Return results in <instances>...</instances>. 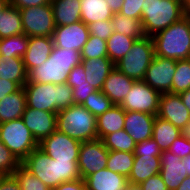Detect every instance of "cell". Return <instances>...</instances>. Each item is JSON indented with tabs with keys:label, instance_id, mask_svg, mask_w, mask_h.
Wrapping results in <instances>:
<instances>
[{
	"label": "cell",
	"instance_id": "1",
	"mask_svg": "<svg viewBox=\"0 0 190 190\" xmlns=\"http://www.w3.org/2000/svg\"><path fill=\"white\" fill-rule=\"evenodd\" d=\"M21 165L49 189L55 188L63 182L81 179L78 161H55L39 147L34 149L21 162Z\"/></svg>",
	"mask_w": 190,
	"mask_h": 190
},
{
	"label": "cell",
	"instance_id": "2",
	"mask_svg": "<svg viewBox=\"0 0 190 190\" xmlns=\"http://www.w3.org/2000/svg\"><path fill=\"white\" fill-rule=\"evenodd\" d=\"M80 63L79 51L54 46L45 63L28 73V82L55 85L66 83L69 72Z\"/></svg>",
	"mask_w": 190,
	"mask_h": 190
},
{
	"label": "cell",
	"instance_id": "3",
	"mask_svg": "<svg viewBox=\"0 0 190 190\" xmlns=\"http://www.w3.org/2000/svg\"><path fill=\"white\" fill-rule=\"evenodd\" d=\"M23 88L29 108L57 113L74 104L72 88L67 83L55 85L27 81Z\"/></svg>",
	"mask_w": 190,
	"mask_h": 190
},
{
	"label": "cell",
	"instance_id": "4",
	"mask_svg": "<svg viewBox=\"0 0 190 190\" xmlns=\"http://www.w3.org/2000/svg\"><path fill=\"white\" fill-rule=\"evenodd\" d=\"M155 55L183 60L190 58V14L158 32L153 37Z\"/></svg>",
	"mask_w": 190,
	"mask_h": 190
},
{
	"label": "cell",
	"instance_id": "5",
	"mask_svg": "<svg viewBox=\"0 0 190 190\" xmlns=\"http://www.w3.org/2000/svg\"><path fill=\"white\" fill-rule=\"evenodd\" d=\"M141 23L145 36L153 37L158 32L179 21L187 13L181 0H144Z\"/></svg>",
	"mask_w": 190,
	"mask_h": 190
},
{
	"label": "cell",
	"instance_id": "6",
	"mask_svg": "<svg viewBox=\"0 0 190 190\" xmlns=\"http://www.w3.org/2000/svg\"><path fill=\"white\" fill-rule=\"evenodd\" d=\"M57 130L80 142L98 138L96 117L80 104L57 112Z\"/></svg>",
	"mask_w": 190,
	"mask_h": 190
},
{
	"label": "cell",
	"instance_id": "7",
	"mask_svg": "<svg viewBox=\"0 0 190 190\" xmlns=\"http://www.w3.org/2000/svg\"><path fill=\"white\" fill-rule=\"evenodd\" d=\"M155 56L152 37L144 36L135 40L131 50L118 62L115 67L129 78L143 80L146 70Z\"/></svg>",
	"mask_w": 190,
	"mask_h": 190
},
{
	"label": "cell",
	"instance_id": "8",
	"mask_svg": "<svg viewBox=\"0 0 190 190\" xmlns=\"http://www.w3.org/2000/svg\"><path fill=\"white\" fill-rule=\"evenodd\" d=\"M0 141L22 162L39 143L22 118L0 123Z\"/></svg>",
	"mask_w": 190,
	"mask_h": 190
},
{
	"label": "cell",
	"instance_id": "9",
	"mask_svg": "<svg viewBox=\"0 0 190 190\" xmlns=\"http://www.w3.org/2000/svg\"><path fill=\"white\" fill-rule=\"evenodd\" d=\"M23 33L28 37H52L56 24L51 4L19 9Z\"/></svg>",
	"mask_w": 190,
	"mask_h": 190
},
{
	"label": "cell",
	"instance_id": "10",
	"mask_svg": "<svg viewBox=\"0 0 190 190\" xmlns=\"http://www.w3.org/2000/svg\"><path fill=\"white\" fill-rule=\"evenodd\" d=\"M161 93L151 88L143 80L134 81L130 91L119 104L125 111L143 112L157 115Z\"/></svg>",
	"mask_w": 190,
	"mask_h": 190
},
{
	"label": "cell",
	"instance_id": "11",
	"mask_svg": "<svg viewBox=\"0 0 190 190\" xmlns=\"http://www.w3.org/2000/svg\"><path fill=\"white\" fill-rule=\"evenodd\" d=\"M109 150L104 146L100 139L81 142L78 168L81 179H85L89 175L105 169Z\"/></svg>",
	"mask_w": 190,
	"mask_h": 190
},
{
	"label": "cell",
	"instance_id": "12",
	"mask_svg": "<svg viewBox=\"0 0 190 190\" xmlns=\"http://www.w3.org/2000/svg\"><path fill=\"white\" fill-rule=\"evenodd\" d=\"M80 146V141L58 130L39 143V148L55 161H78Z\"/></svg>",
	"mask_w": 190,
	"mask_h": 190
},
{
	"label": "cell",
	"instance_id": "13",
	"mask_svg": "<svg viewBox=\"0 0 190 190\" xmlns=\"http://www.w3.org/2000/svg\"><path fill=\"white\" fill-rule=\"evenodd\" d=\"M177 60L154 56L146 70L143 81L159 93H172V80Z\"/></svg>",
	"mask_w": 190,
	"mask_h": 190
},
{
	"label": "cell",
	"instance_id": "14",
	"mask_svg": "<svg viewBox=\"0 0 190 190\" xmlns=\"http://www.w3.org/2000/svg\"><path fill=\"white\" fill-rule=\"evenodd\" d=\"M89 35L88 25L77 21L73 24L56 26L52 37L55 47L81 52Z\"/></svg>",
	"mask_w": 190,
	"mask_h": 190
},
{
	"label": "cell",
	"instance_id": "15",
	"mask_svg": "<svg viewBox=\"0 0 190 190\" xmlns=\"http://www.w3.org/2000/svg\"><path fill=\"white\" fill-rule=\"evenodd\" d=\"M21 118L38 143L57 130V113L26 106Z\"/></svg>",
	"mask_w": 190,
	"mask_h": 190
},
{
	"label": "cell",
	"instance_id": "16",
	"mask_svg": "<svg viewBox=\"0 0 190 190\" xmlns=\"http://www.w3.org/2000/svg\"><path fill=\"white\" fill-rule=\"evenodd\" d=\"M157 116L171 122L180 130L190 122V112L184 106L179 94H161Z\"/></svg>",
	"mask_w": 190,
	"mask_h": 190
},
{
	"label": "cell",
	"instance_id": "17",
	"mask_svg": "<svg viewBox=\"0 0 190 190\" xmlns=\"http://www.w3.org/2000/svg\"><path fill=\"white\" fill-rule=\"evenodd\" d=\"M160 175L168 190H176L186 178L187 172L183 160L171 151H162L160 156Z\"/></svg>",
	"mask_w": 190,
	"mask_h": 190
},
{
	"label": "cell",
	"instance_id": "18",
	"mask_svg": "<svg viewBox=\"0 0 190 190\" xmlns=\"http://www.w3.org/2000/svg\"><path fill=\"white\" fill-rule=\"evenodd\" d=\"M156 115L143 112L126 111L124 129L129 136L139 143L145 139H151Z\"/></svg>",
	"mask_w": 190,
	"mask_h": 190
},
{
	"label": "cell",
	"instance_id": "19",
	"mask_svg": "<svg viewBox=\"0 0 190 190\" xmlns=\"http://www.w3.org/2000/svg\"><path fill=\"white\" fill-rule=\"evenodd\" d=\"M54 47L53 37H29L28 47L23 62L27 73L45 63Z\"/></svg>",
	"mask_w": 190,
	"mask_h": 190
},
{
	"label": "cell",
	"instance_id": "20",
	"mask_svg": "<svg viewBox=\"0 0 190 190\" xmlns=\"http://www.w3.org/2000/svg\"><path fill=\"white\" fill-rule=\"evenodd\" d=\"M134 81L114 67L104 81L101 91L114 105H119L127 96Z\"/></svg>",
	"mask_w": 190,
	"mask_h": 190
},
{
	"label": "cell",
	"instance_id": "21",
	"mask_svg": "<svg viewBox=\"0 0 190 190\" xmlns=\"http://www.w3.org/2000/svg\"><path fill=\"white\" fill-rule=\"evenodd\" d=\"M86 190H126L128 178L105 168L84 179Z\"/></svg>",
	"mask_w": 190,
	"mask_h": 190
},
{
	"label": "cell",
	"instance_id": "22",
	"mask_svg": "<svg viewBox=\"0 0 190 190\" xmlns=\"http://www.w3.org/2000/svg\"><path fill=\"white\" fill-rule=\"evenodd\" d=\"M84 66L86 81L96 90L101 91L104 81L115 64L108 57L81 59Z\"/></svg>",
	"mask_w": 190,
	"mask_h": 190
},
{
	"label": "cell",
	"instance_id": "23",
	"mask_svg": "<svg viewBox=\"0 0 190 190\" xmlns=\"http://www.w3.org/2000/svg\"><path fill=\"white\" fill-rule=\"evenodd\" d=\"M160 156L142 154L135 156L133 167L128 177L129 185H139L148 178L160 173Z\"/></svg>",
	"mask_w": 190,
	"mask_h": 190
},
{
	"label": "cell",
	"instance_id": "24",
	"mask_svg": "<svg viewBox=\"0 0 190 190\" xmlns=\"http://www.w3.org/2000/svg\"><path fill=\"white\" fill-rule=\"evenodd\" d=\"M56 26L81 21V0H51Z\"/></svg>",
	"mask_w": 190,
	"mask_h": 190
},
{
	"label": "cell",
	"instance_id": "25",
	"mask_svg": "<svg viewBox=\"0 0 190 190\" xmlns=\"http://www.w3.org/2000/svg\"><path fill=\"white\" fill-rule=\"evenodd\" d=\"M26 107L25 89L20 87L14 93L0 100V123L20 119Z\"/></svg>",
	"mask_w": 190,
	"mask_h": 190
},
{
	"label": "cell",
	"instance_id": "26",
	"mask_svg": "<svg viewBox=\"0 0 190 190\" xmlns=\"http://www.w3.org/2000/svg\"><path fill=\"white\" fill-rule=\"evenodd\" d=\"M125 110L120 105H113L96 118L97 136L102 140L106 135L124 129Z\"/></svg>",
	"mask_w": 190,
	"mask_h": 190
},
{
	"label": "cell",
	"instance_id": "27",
	"mask_svg": "<svg viewBox=\"0 0 190 190\" xmlns=\"http://www.w3.org/2000/svg\"><path fill=\"white\" fill-rule=\"evenodd\" d=\"M0 79L13 81L19 87H23L28 81L23 58L0 57Z\"/></svg>",
	"mask_w": 190,
	"mask_h": 190
},
{
	"label": "cell",
	"instance_id": "28",
	"mask_svg": "<svg viewBox=\"0 0 190 190\" xmlns=\"http://www.w3.org/2000/svg\"><path fill=\"white\" fill-rule=\"evenodd\" d=\"M112 17L113 12L106 0H81V21L84 24L111 20Z\"/></svg>",
	"mask_w": 190,
	"mask_h": 190
},
{
	"label": "cell",
	"instance_id": "29",
	"mask_svg": "<svg viewBox=\"0 0 190 190\" xmlns=\"http://www.w3.org/2000/svg\"><path fill=\"white\" fill-rule=\"evenodd\" d=\"M182 134V131L171 122L156 115L152 139L156 141L161 151L168 150L171 144Z\"/></svg>",
	"mask_w": 190,
	"mask_h": 190
},
{
	"label": "cell",
	"instance_id": "30",
	"mask_svg": "<svg viewBox=\"0 0 190 190\" xmlns=\"http://www.w3.org/2000/svg\"><path fill=\"white\" fill-rule=\"evenodd\" d=\"M23 34L20 10L8 5L0 14V39Z\"/></svg>",
	"mask_w": 190,
	"mask_h": 190
},
{
	"label": "cell",
	"instance_id": "31",
	"mask_svg": "<svg viewBox=\"0 0 190 190\" xmlns=\"http://www.w3.org/2000/svg\"><path fill=\"white\" fill-rule=\"evenodd\" d=\"M137 38L113 32L107 39L108 58L114 63H118L130 50Z\"/></svg>",
	"mask_w": 190,
	"mask_h": 190
},
{
	"label": "cell",
	"instance_id": "32",
	"mask_svg": "<svg viewBox=\"0 0 190 190\" xmlns=\"http://www.w3.org/2000/svg\"><path fill=\"white\" fill-rule=\"evenodd\" d=\"M111 23L114 32L119 34H124L137 39H141L145 36L142 23L138 19L129 18L119 13H115L111 18Z\"/></svg>",
	"mask_w": 190,
	"mask_h": 190
},
{
	"label": "cell",
	"instance_id": "33",
	"mask_svg": "<svg viewBox=\"0 0 190 190\" xmlns=\"http://www.w3.org/2000/svg\"><path fill=\"white\" fill-rule=\"evenodd\" d=\"M29 37L23 34L0 39V57H21L25 55Z\"/></svg>",
	"mask_w": 190,
	"mask_h": 190
},
{
	"label": "cell",
	"instance_id": "34",
	"mask_svg": "<svg viewBox=\"0 0 190 190\" xmlns=\"http://www.w3.org/2000/svg\"><path fill=\"white\" fill-rule=\"evenodd\" d=\"M134 159V152L109 150L106 168L128 178L133 167Z\"/></svg>",
	"mask_w": 190,
	"mask_h": 190
},
{
	"label": "cell",
	"instance_id": "35",
	"mask_svg": "<svg viewBox=\"0 0 190 190\" xmlns=\"http://www.w3.org/2000/svg\"><path fill=\"white\" fill-rule=\"evenodd\" d=\"M110 151L134 152L136 143L125 129L110 133L102 139Z\"/></svg>",
	"mask_w": 190,
	"mask_h": 190
},
{
	"label": "cell",
	"instance_id": "36",
	"mask_svg": "<svg viewBox=\"0 0 190 190\" xmlns=\"http://www.w3.org/2000/svg\"><path fill=\"white\" fill-rule=\"evenodd\" d=\"M190 89V58L177 60L172 80V94H180Z\"/></svg>",
	"mask_w": 190,
	"mask_h": 190
},
{
	"label": "cell",
	"instance_id": "37",
	"mask_svg": "<svg viewBox=\"0 0 190 190\" xmlns=\"http://www.w3.org/2000/svg\"><path fill=\"white\" fill-rule=\"evenodd\" d=\"M113 105L111 100L99 90L91 93L82 104L96 118L109 110Z\"/></svg>",
	"mask_w": 190,
	"mask_h": 190
},
{
	"label": "cell",
	"instance_id": "38",
	"mask_svg": "<svg viewBox=\"0 0 190 190\" xmlns=\"http://www.w3.org/2000/svg\"><path fill=\"white\" fill-rule=\"evenodd\" d=\"M22 190H50L40 179L20 165L12 174Z\"/></svg>",
	"mask_w": 190,
	"mask_h": 190
},
{
	"label": "cell",
	"instance_id": "39",
	"mask_svg": "<svg viewBox=\"0 0 190 190\" xmlns=\"http://www.w3.org/2000/svg\"><path fill=\"white\" fill-rule=\"evenodd\" d=\"M81 59L108 57L107 42L94 35H89L88 41L80 52Z\"/></svg>",
	"mask_w": 190,
	"mask_h": 190
},
{
	"label": "cell",
	"instance_id": "40",
	"mask_svg": "<svg viewBox=\"0 0 190 190\" xmlns=\"http://www.w3.org/2000/svg\"><path fill=\"white\" fill-rule=\"evenodd\" d=\"M20 165L19 159L0 141V171L12 175Z\"/></svg>",
	"mask_w": 190,
	"mask_h": 190
},
{
	"label": "cell",
	"instance_id": "41",
	"mask_svg": "<svg viewBox=\"0 0 190 190\" xmlns=\"http://www.w3.org/2000/svg\"><path fill=\"white\" fill-rule=\"evenodd\" d=\"M144 3V0H124L119 14L141 21V13L142 10H144Z\"/></svg>",
	"mask_w": 190,
	"mask_h": 190
},
{
	"label": "cell",
	"instance_id": "42",
	"mask_svg": "<svg viewBox=\"0 0 190 190\" xmlns=\"http://www.w3.org/2000/svg\"><path fill=\"white\" fill-rule=\"evenodd\" d=\"M90 35H94L102 40L107 41V39L114 32L111 20H104L94 22L88 25Z\"/></svg>",
	"mask_w": 190,
	"mask_h": 190
},
{
	"label": "cell",
	"instance_id": "43",
	"mask_svg": "<svg viewBox=\"0 0 190 190\" xmlns=\"http://www.w3.org/2000/svg\"><path fill=\"white\" fill-rule=\"evenodd\" d=\"M162 151L158 147V144L155 140L145 139L139 143H136L134 150L135 156H142V154L152 155V156H161Z\"/></svg>",
	"mask_w": 190,
	"mask_h": 190
},
{
	"label": "cell",
	"instance_id": "44",
	"mask_svg": "<svg viewBox=\"0 0 190 190\" xmlns=\"http://www.w3.org/2000/svg\"><path fill=\"white\" fill-rule=\"evenodd\" d=\"M174 155L181 159L190 155V140L182 134L168 148Z\"/></svg>",
	"mask_w": 190,
	"mask_h": 190
},
{
	"label": "cell",
	"instance_id": "45",
	"mask_svg": "<svg viewBox=\"0 0 190 190\" xmlns=\"http://www.w3.org/2000/svg\"><path fill=\"white\" fill-rule=\"evenodd\" d=\"M96 89L91 86L88 82L77 84L72 88L74 104L82 105L91 93L95 92Z\"/></svg>",
	"mask_w": 190,
	"mask_h": 190
},
{
	"label": "cell",
	"instance_id": "46",
	"mask_svg": "<svg viewBox=\"0 0 190 190\" xmlns=\"http://www.w3.org/2000/svg\"><path fill=\"white\" fill-rule=\"evenodd\" d=\"M86 74L82 63L75 66L68 74L67 84L73 88L77 84L86 83Z\"/></svg>",
	"mask_w": 190,
	"mask_h": 190
},
{
	"label": "cell",
	"instance_id": "47",
	"mask_svg": "<svg viewBox=\"0 0 190 190\" xmlns=\"http://www.w3.org/2000/svg\"><path fill=\"white\" fill-rule=\"evenodd\" d=\"M138 187L141 190H168L160 174L141 182Z\"/></svg>",
	"mask_w": 190,
	"mask_h": 190
},
{
	"label": "cell",
	"instance_id": "48",
	"mask_svg": "<svg viewBox=\"0 0 190 190\" xmlns=\"http://www.w3.org/2000/svg\"><path fill=\"white\" fill-rule=\"evenodd\" d=\"M51 0H9V4L18 9L38 7L49 4Z\"/></svg>",
	"mask_w": 190,
	"mask_h": 190
},
{
	"label": "cell",
	"instance_id": "49",
	"mask_svg": "<svg viewBox=\"0 0 190 190\" xmlns=\"http://www.w3.org/2000/svg\"><path fill=\"white\" fill-rule=\"evenodd\" d=\"M50 190H86V185L83 179H78L71 182H63Z\"/></svg>",
	"mask_w": 190,
	"mask_h": 190
},
{
	"label": "cell",
	"instance_id": "50",
	"mask_svg": "<svg viewBox=\"0 0 190 190\" xmlns=\"http://www.w3.org/2000/svg\"><path fill=\"white\" fill-rule=\"evenodd\" d=\"M20 87L13 81L0 79V100L11 93L17 91Z\"/></svg>",
	"mask_w": 190,
	"mask_h": 190
},
{
	"label": "cell",
	"instance_id": "51",
	"mask_svg": "<svg viewBox=\"0 0 190 190\" xmlns=\"http://www.w3.org/2000/svg\"><path fill=\"white\" fill-rule=\"evenodd\" d=\"M0 190H22L13 175H8L0 184Z\"/></svg>",
	"mask_w": 190,
	"mask_h": 190
},
{
	"label": "cell",
	"instance_id": "52",
	"mask_svg": "<svg viewBox=\"0 0 190 190\" xmlns=\"http://www.w3.org/2000/svg\"><path fill=\"white\" fill-rule=\"evenodd\" d=\"M113 14L119 13L124 0H106Z\"/></svg>",
	"mask_w": 190,
	"mask_h": 190
},
{
	"label": "cell",
	"instance_id": "53",
	"mask_svg": "<svg viewBox=\"0 0 190 190\" xmlns=\"http://www.w3.org/2000/svg\"><path fill=\"white\" fill-rule=\"evenodd\" d=\"M184 106L189 110L190 112V89L187 91H184L183 93L179 94Z\"/></svg>",
	"mask_w": 190,
	"mask_h": 190
},
{
	"label": "cell",
	"instance_id": "54",
	"mask_svg": "<svg viewBox=\"0 0 190 190\" xmlns=\"http://www.w3.org/2000/svg\"><path fill=\"white\" fill-rule=\"evenodd\" d=\"M176 190H190V176L184 178L180 186Z\"/></svg>",
	"mask_w": 190,
	"mask_h": 190
},
{
	"label": "cell",
	"instance_id": "55",
	"mask_svg": "<svg viewBox=\"0 0 190 190\" xmlns=\"http://www.w3.org/2000/svg\"><path fill=\"white\" fill-rule=\"evenodd\" d=\"M182 160H183V165L186 168L187 175L190 176V155Z\"/></svg>",
	"mask_w": 190,
	"mask_h": 190
},
{
	"label": "cell",
	"instance_id": "56",
	"mask_svg": "<svg viewBox=\"0 0 190 190\" xmlns=\"http://www.w3.org/2000/svg\"><path fill=\"white\" fill-rule=\"evenodd\" d=\"M181 131L182 135L190 140V122Z\"/></svg>",
	"mask_w": 190,
	"mask_h": 190
},
{
	"label": "cell",
	"instance_id": "57",
	"mask_svg": "<svg viewBox=\"0 0 190 190\" xmlns=\"http://www.w3.org/2000/svg\"><path fill=\"white\" fill-rule=\"evenodd\" d=\"M186 13L190 14V0H181Z\"/></svg>",
	"mask_w": 190,
	"mask_h": 190
},
{
	"label": "cell",
	"instance_id": "58",
	"mask_svg": "<svg viewBox=\"0 0 190 190\" xmlns=\"http://www.w3.org/2000/svg\"><path fill=\"white\" fill-rule=\"evenodd\" d=\"M9 5V0H0V14H2L5 8Z\"/></svg>",
	"mask_w": 190,
	"mask_h": 190
},
{
	"label": "cell",
	"instance_id": "59",
	"mask_svg": "<svg viewBox=\"0 0 190 190\" xmlns=\"http://www.w3.org/2000/svg\"><path fill=\"white\" fill-rule=\"evenodd\" d=\"M126 190H141L138 185H129Z\"/></svg>",
	"mask_w": 190,
	"mask_h": 190
},
{
	"label": "cell",
	"instance_id": "60",
	"mask_svg": "<svg viewBox=\"0 0 190 190\" xmlns=\"http://www.w3.org/2000/svg\"><path fill=\"white\" fill-rule=\"evenodd\" d=\"M6 174L4 173V172H1L0 171V184H1V182L6 178Z\"/></svg>",
	"mask_w": 190,
	"mask_h": 190
}]
</instances>
